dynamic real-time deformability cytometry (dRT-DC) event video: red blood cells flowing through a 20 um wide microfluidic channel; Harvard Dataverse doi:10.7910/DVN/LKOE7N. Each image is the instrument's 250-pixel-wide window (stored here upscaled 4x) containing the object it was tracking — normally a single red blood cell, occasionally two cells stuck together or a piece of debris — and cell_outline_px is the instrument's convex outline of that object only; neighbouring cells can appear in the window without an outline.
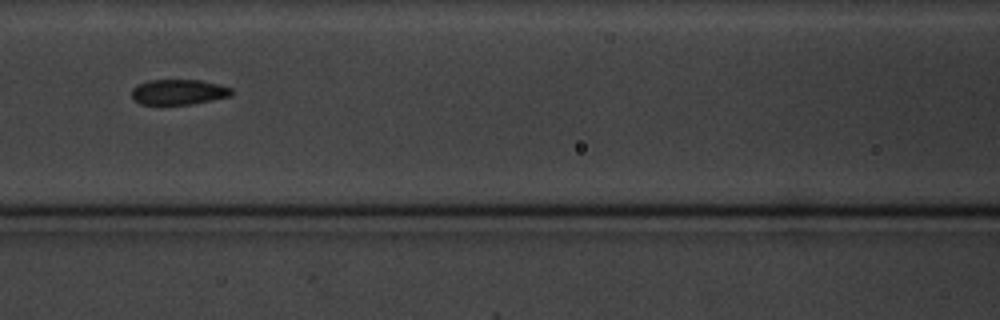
{"species": "common noctule bat (a hibernating species)", "species_latin": "Nyctalus noctula", "temperature_condition": "cold", "stored_images_in_passage": 13, "camera_frame_rate_fps": 3000, "um_per_image_px": 0.085, "animal": {"sex": "male", "body_mass_g": 20.1, "forearm_length_mm": 53.5}, "frame": {"image": 1, "passage_image": 8, "time_ms": 8.333, "image_size_px": [1000, 320], "cell_outline_px": [[232, 96], [192, 104], [140, 104], [132, 96], [132, 88], [136, 84], [148, 80], [200, 80], [232, 88]], "centroid_in_image_um": [15.17, 7.81], "position_along_channel_um": 151.4, "area_um2": 14.68}}
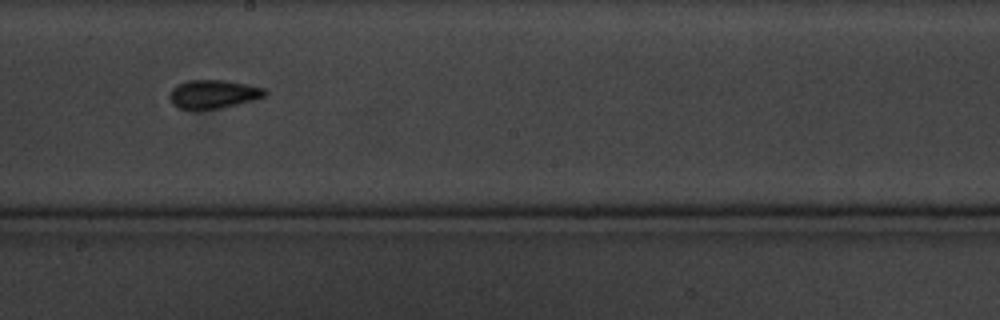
{"frame": {"image": 2, "passage_image": 10, "time_ms": 10.667, "image_size_px": [1000, 320], "cell_outline_px": [[268, 92], [264, 96], [252, 100], [220, 108], [196, 112], [180, 108], [172, 104], [168, 96], [168, 92], [176, 84], [188, 80], [224, 80], [248, 84], [264, 88]], "centroid_in_image_um": [18.05, 8.02], "position_along_channel_um": 230.1, "area_um2": 16.3}}
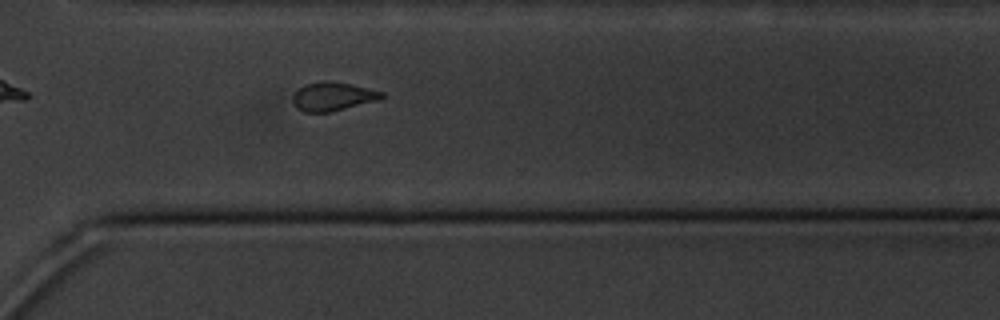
{"frame": {"image": 3, "passage_image": 13, "time_ms": 14.0, "image_size_px": [1000, 320], "cell_outline_px": [[384, 96], [380, 100], [328, 112], [304, 112], [296, 108], [292, 100], [292, 96], [304, 84], [324, 80], [352, 84], [384, 92]], "centroid_in_image_um": [28.29, 8.19], "position_along_channel_um": 342.3, "area_um2": 14.85}}